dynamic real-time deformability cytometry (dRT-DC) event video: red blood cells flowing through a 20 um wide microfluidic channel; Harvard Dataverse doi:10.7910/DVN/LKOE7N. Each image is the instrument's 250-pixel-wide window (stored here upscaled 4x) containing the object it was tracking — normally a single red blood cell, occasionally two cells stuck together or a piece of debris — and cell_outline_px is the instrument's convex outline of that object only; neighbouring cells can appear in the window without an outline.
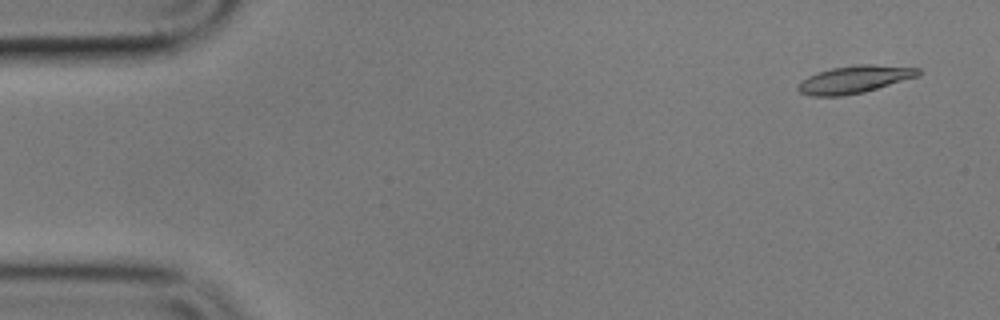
{"species": "common noctule bat (a hibernating species)", "species_latin": "Nyctalus noctula", "temperature_condition": "cold", "stored_images_in_passage": 4, "camera_frame_rate_fps": 3000, "um_per_image_px": 0.085, "animal": {"sex": "male", "body_mass_g": 17.9}, "frame": {"image": 1, "passage_image": 1, "time_ms": 0.0, "image_size_px": [1000, 320], "cell_outline_px": [[920, 76], [864, 92], [840, 96], [812, 96], [800, 92], [796, 88], [800, 80], [808, 76], [832, 68], [856, 64], [872, 64], [920, 68]], "centroid_in_image_um": [72.64, 6.75], "position_along_channel_um": 12.4, "area_um2": 19.31}}
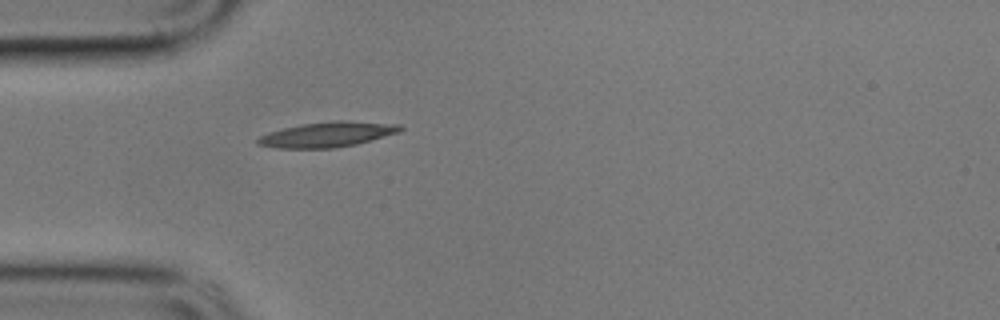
{"frame": {"image": 2, "passage_image": 4, "time_ms": 4.333, "image_size_px": [1000, 320], "cell_outline_px": [[404, 128], [400, 132], [356, 144], [336, 148], [276, 148], [256, 144], [256, 140], [260, 136], [268, 132], [284, 128], [304, 124], [336, 120], [344, 120], [400, 124]], "centroid_in_image_um": [27.84, 11.43], "position_along_channel_um": 57.2, "area_um2": 20.87}}